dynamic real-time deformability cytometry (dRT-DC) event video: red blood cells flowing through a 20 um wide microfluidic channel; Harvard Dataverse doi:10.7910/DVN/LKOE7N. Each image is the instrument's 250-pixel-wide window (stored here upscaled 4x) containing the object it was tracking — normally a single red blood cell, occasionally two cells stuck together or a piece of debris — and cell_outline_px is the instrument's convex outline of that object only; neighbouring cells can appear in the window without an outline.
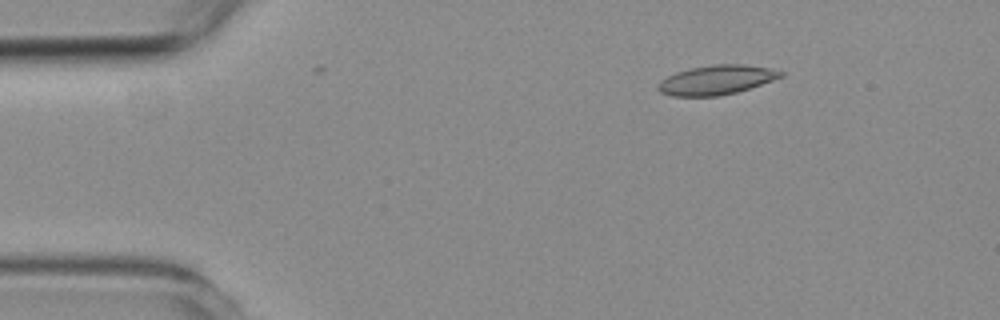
{"species": "common noctule bat (a hibernating species)", "species_latin": "Nyctalus noctula", "temperature_condition": "room temperature", "stored_images_in_passage": 4, "camera_frame_rate_fps": 3000, "um_per_image_px": 0.085, "animal": {"sex": "female", "body_mass_g": 19.3, "forearm_length_mm": 54.1}, "frame": {"image": 1, "passage_image": 2, "time_ms": 2.0, "image_size_px": [1000, 320], "cell_outline_px": [[784, 76], [736, 92], [720, 96], [672, 96], [660, 92], [656, 88], [656, 84], [660, 80], [676, 72], [692, 68], [712, 64], [744, 64], [768, 68], [784, 72]], "centroid_in_image_um": [60.85, 6.79], "position_along_channel_um": 24.2, "area_um2": 20.92}}